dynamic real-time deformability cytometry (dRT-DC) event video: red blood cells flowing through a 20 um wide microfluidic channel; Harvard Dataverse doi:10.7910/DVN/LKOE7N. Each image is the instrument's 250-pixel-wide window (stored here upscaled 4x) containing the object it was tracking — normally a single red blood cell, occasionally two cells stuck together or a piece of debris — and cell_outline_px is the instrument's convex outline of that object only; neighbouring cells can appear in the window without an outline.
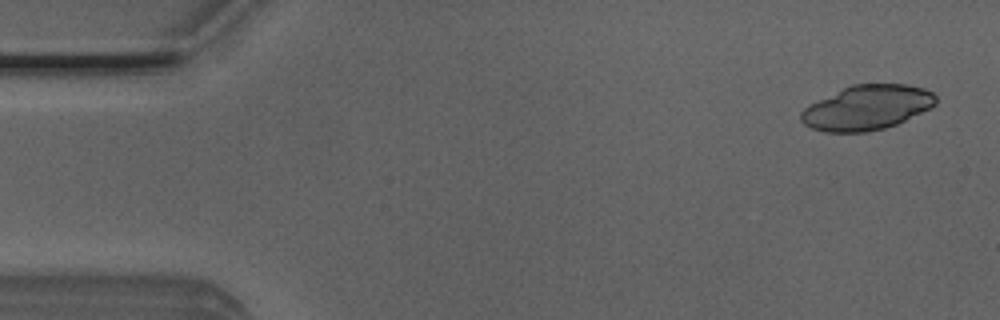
{"species": "Egyptian fruit bat (a non-hibernating species)", "species_latin": "Rousettus aegyptiacus", "temperature_condition": "room temperature", "stored_images_in_passage": 50, "segment_of_instrument_passage": [1, 2], "camera_frame_rate_fps": 3000, "um_per_image_px": 0.085, "animal": {"sex": "male"}, "frame": {"image": 1, "passage_image": 2, "time_ms": 0.333, "image_size_px": [1000, 320], "cell_outline_px": [[936, 104], [932, 108], [896, 124], [884, 128], [868, 132], [824, 132], [812, 128], [804, 124], [800, 120], [800, 112], [808, 104], [852, 84], [908, 84], [924, 88], [932, 92], [936, 96]], "centroid_in_image_um": [73.69, 9.14], "position_along_channel_um": 11.3, "area_um2": 35.26}}